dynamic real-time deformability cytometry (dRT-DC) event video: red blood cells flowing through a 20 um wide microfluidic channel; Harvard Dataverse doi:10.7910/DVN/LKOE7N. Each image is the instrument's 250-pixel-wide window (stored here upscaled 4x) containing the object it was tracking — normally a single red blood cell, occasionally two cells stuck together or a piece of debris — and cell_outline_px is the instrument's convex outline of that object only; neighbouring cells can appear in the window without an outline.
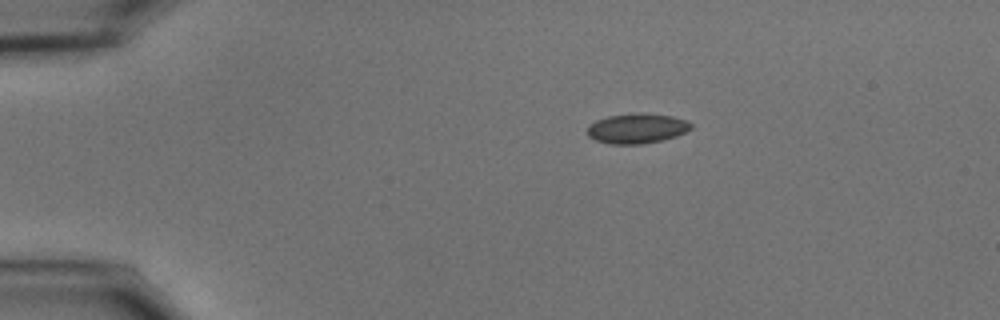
{"species": "common noctule bat (a hibernating species)", "species_latin": "Nyctalus noctula", "temperature_condition": "cold", "stored_images_in_passage": 46, "camera_frame_rate_fps": 3000, "um_per_image_px": 0.085, "animal": {"sex": "male", "body_mass_g": 15.6}, "frame": {"image": 1, "passage_image": 1, "time_ms": 0.0, "image_size_px": [1000, 320], "cell_outline_px": [[692, 128], [676, 136], [664, 140], [644, 144], [608, 144], [596, 140], [588, 136], [588, 124], [596, 120], [608, 116], [672, 116], [688, 120], [692, 124]], "centroid_in_image_um": [54.13, 10.98], "position_along_channel_um": 30.9, "area_um2": 17.4}}
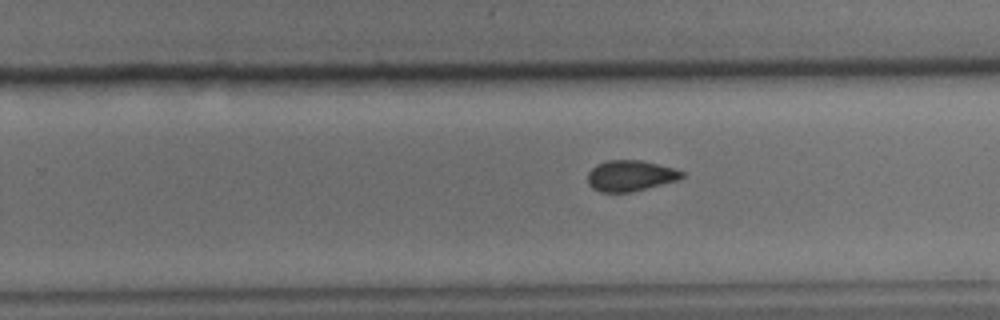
{"frame": {"image": 2, "passage_image": 26, "time_ms": 8.333, "image_size_px": [1000, 320], "cell_outline_px": [[684, 176], [676, 180], [632, 192], [600, 192], [592, 188], [588, 184], [588, 172], [596, 164], [608, 160], [640, 160], [676, 168], [684, 172]], "centroid_in_image_um": [53.56, 14.93], "position_along_channel_um": 276.2, "area_um2": 16.94}}
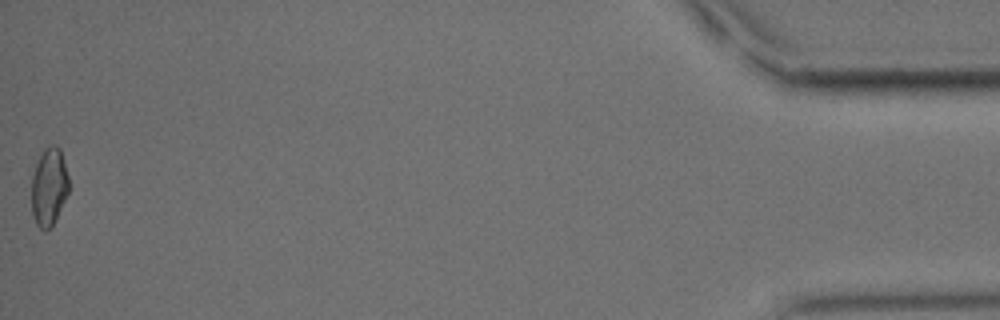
{"frame": {"image": 3, "passage_image": 46, "time_ms": 15.0, "image_size_px": [1000, 320], "cell_outline_px": [[68, 192], [52, 224], [44, 232], [36, 224], [32, 212], [32, 176], [36, 164], [44, 148], [48, 144], [56, 144], [60, 148], [68, 176]], "centroid_in_image_um": [4.15, 15.83], "position_along_channel_um": 431.0, "area_um2": 16.65}, "authors_computed_cell_mechanics": {"area_um2": 17.4267, "velocity_mm_per_s": 3.6403, "shape_relaxation_time_tau1_ms": 5.6293, "shape_relaxation_time_tau2_ms": 3.1501, "deformation_change_tau1": 0.0844, "deformation_change_tau2": 0.0621}}